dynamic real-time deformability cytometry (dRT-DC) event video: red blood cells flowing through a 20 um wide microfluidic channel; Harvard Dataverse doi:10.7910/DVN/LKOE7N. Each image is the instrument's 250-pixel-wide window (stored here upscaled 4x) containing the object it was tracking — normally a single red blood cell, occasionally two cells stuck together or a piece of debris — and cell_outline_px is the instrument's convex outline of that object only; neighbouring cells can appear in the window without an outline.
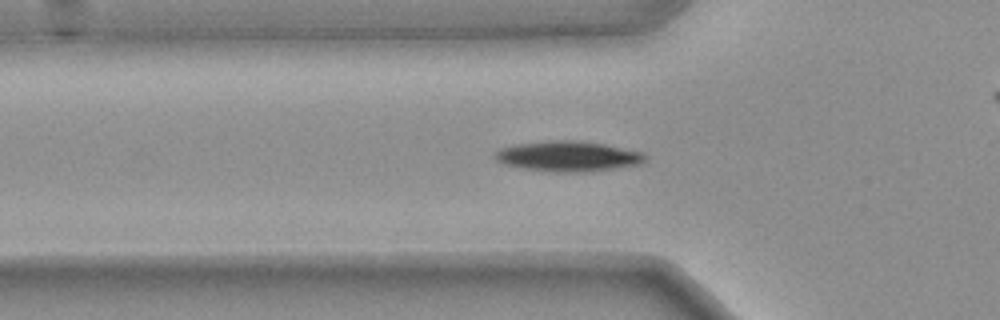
{"species": "common noctule bat (a hibernating species)", "species_latin": "Nyctalus noctula", "temperature_condition": "warm", "stored_images_in_passage": 47, "camera_frame_rate_fps": 3000, "um_per_image_px": 0.085, "animal": {"sex": "female", "body_mass_g": 25.1}, "frame": {"image": 1, "passage_image": 17, "time_ms": 5.333, "image_size_px": [1000, 320], "cell_outline_px": [[648, 156], [640, 164], [584, 172], [552, 172], [524, 168], [504, 164], [496, 160], [492, 156], [500, 148], [516, 144], [552, 140], [580, 140], [604, 144], [640, 152]], "centroid_in_image_um": [48.24, 13.27], "position_along_channel_um": 77.6, "area_um2": 26.36}}
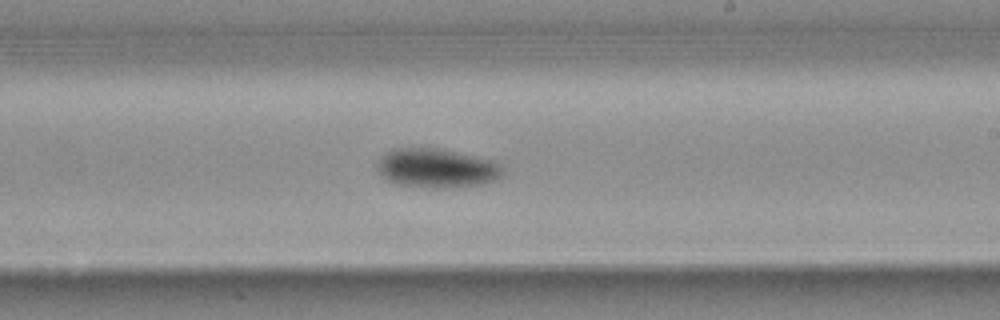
{"frame": {"image": 2, "passage_image": 31, "time_ms": 10.0, "image_size_px": [1000, 320], "cell_outline_px": [[504, 176], [484, 184], [444, 188], [432, 188], [396, 184], [388, 180], [376, 168], [376, 164], [380, 156], [384, 152], [392, 148], [440, 148], [492, 160], [500, 164], [504, 172]], "centroid_in_image_um": [37.11, 14.29], "position_along_channel_um": 251.9, "area_um2": 28.9}}
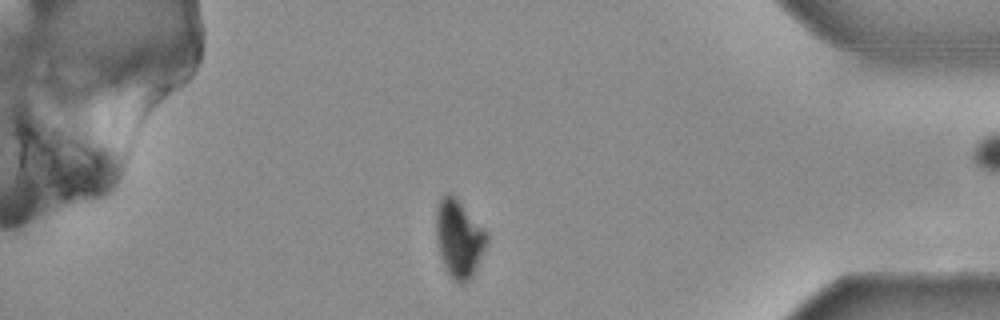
{"frame": {"image": 3, "passage_image": 45, "time_ms": 14.667, "image_size_px": [1000, 320], "cell_outline_px": [[488, 240], [476, 268], [472, 276], [468, 280], [460, 284], [452, 280], [444, 264], [440, 252], [436, 236], [436, 208], [440, 196], [448, 192], [488, 232]], "centroid_in_image_um": [39.0, 20.29], "position_along_channel_um": 396.2, "area_um2": 22.43}, "authors_computed_cell_mechanics": {"area_um2": 25.3742, "velocity_mm_per_s": 3.7322, "shape_relaxation_time_tau1_ms": 3.0925, "shape_relaxation_time_tau2_ms": 7.173, "deformation_change_tau1": 0.1438, "deformation_change_tau2": 0.0701}}